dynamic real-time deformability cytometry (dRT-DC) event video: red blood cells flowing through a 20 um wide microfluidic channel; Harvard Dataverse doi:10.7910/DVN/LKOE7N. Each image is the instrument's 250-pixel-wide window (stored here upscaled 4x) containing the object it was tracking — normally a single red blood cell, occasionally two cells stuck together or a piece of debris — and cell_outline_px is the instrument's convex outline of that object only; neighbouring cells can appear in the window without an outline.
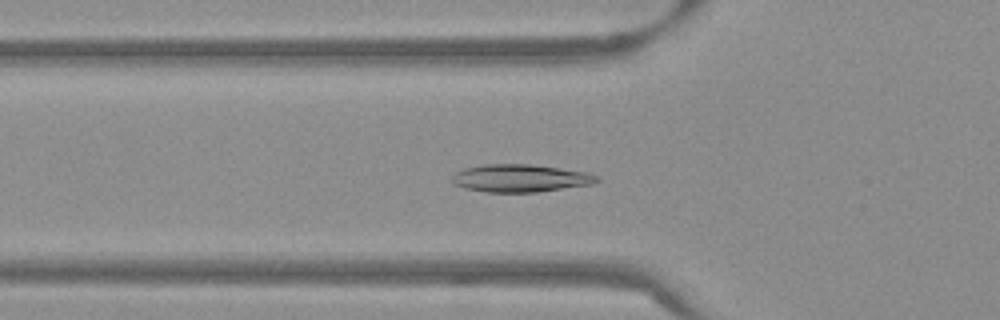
{"species": "Egyptian fruit bat (a non-hibernating species)", "species_latin": "Rousettus aegyptiacus", "temperature_condition": "warm", "stored_images_in_passage": 54, "camera_frame_rate_fps": 3000, "um_per_image_px": 0.085, "frame": {"image": 1, "passage_image": 19, "time_ms": 6.0, "image_size_px": [1000, 320], "cell_outline_px": [[600, 180], [592, 184], [536, 192], [488, 192], [464, 188], [452, 184], [452, 176], [456, 172], [464, 168], [484, 164], [532, 164], [588, 172], [600, 176]], "centroid_in_image_um": [44.23, 15.14], "position_along_channel_um": 81.6, "area_um2": 23.47}}
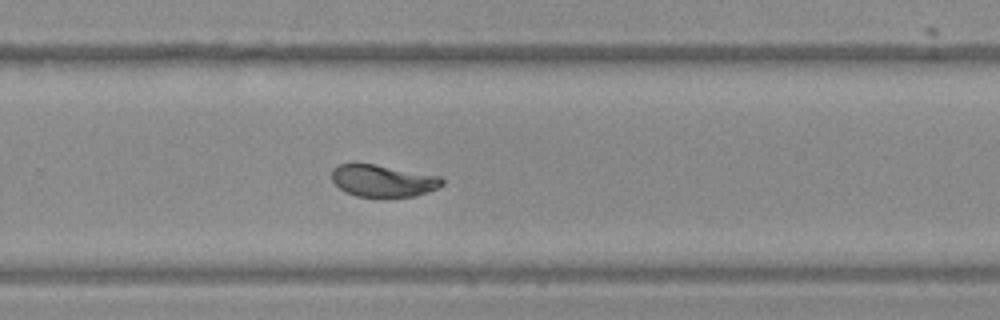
{"frame": {"image": 2, "passage_image": 36, "time_ms": 11.667, "image_size_px": [1000, 320], "cell_outline_px": [[444, 184], [436, 188], [416, 196], [356, 196], [344, 192], [332, 180], [332, 168], [340, 164], [376, 164], [440, 176], [444, 180]], "centroid_in_image_um": [32.55, 15.35], "position_along_channel_um": 297.3, "area_um2": 20.4}}
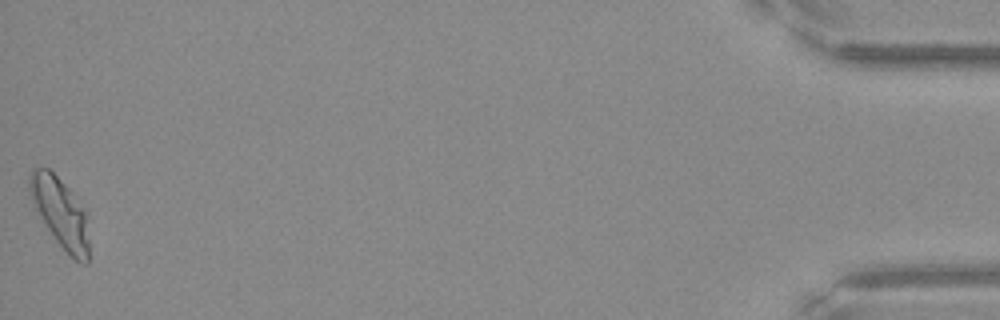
{"frame": {"image": 3, "passage_image": 54, "time_ms": 17.667, "image_size_px": [1000, 320], "cell_outline_px": [[88, 264], [84, 264], [76, 260], [56, 240], [40, 216], [28, 192], [28, 176], [32, 168], [48, 168], [72, 192], [88, 216]], "centroid_in_image_um": [5.12, 18.04], "position_along_channel_um": 430.1, "area_um2": 23.76}, "authors_computed_cell_mechanics": {"area_um2": 21.8484, "velocity_mm_per_s": 3.7949, "shape_relaxation_time_tau1_ms": 6.2078, "shape_relaxation_time_tau2_ms": 0.9664, "deformation_change_tau1": 0.1947, "deformation_change_tau2": 0.0363}}